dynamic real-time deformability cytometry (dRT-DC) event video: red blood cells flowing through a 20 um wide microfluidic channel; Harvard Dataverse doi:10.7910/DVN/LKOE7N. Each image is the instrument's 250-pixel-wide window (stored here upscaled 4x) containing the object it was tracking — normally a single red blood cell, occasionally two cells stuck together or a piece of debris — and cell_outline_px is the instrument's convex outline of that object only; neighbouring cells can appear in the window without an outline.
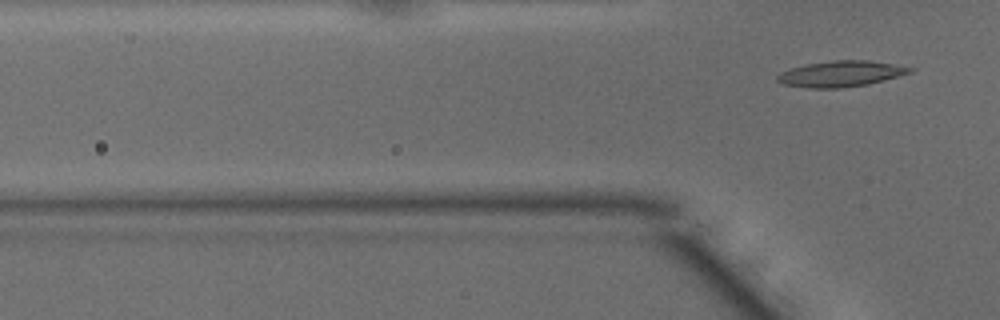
{"species": "common noctule bat (a hibernating species)", "species_latin": "Nyctalus noctula", "temperature_condition": "warm", "stored_images_in_passage": 4, "camera_frame_rate_fps": 3000, "um_per_image_px": 0.085, "animal": {"sex": "male", "body_mass_g": 15.6}, "frame": {"image": 1, "passage_image": 4, "time_ms": 1.0, "image_size_px": [1000, 320], "cell_outline_px": [[916, 68], [912, 72], [868, 84], [840, 88], [808, 88], [784, 84], [776, 80], [776, 76], [780, 72], [788, 68], [808, 64], [832, 60], [868, 60]], "centroid_in_image_um": [71.44, 6.27], "position_along_channel_um": 54.4, "area_um2": 19.94}}